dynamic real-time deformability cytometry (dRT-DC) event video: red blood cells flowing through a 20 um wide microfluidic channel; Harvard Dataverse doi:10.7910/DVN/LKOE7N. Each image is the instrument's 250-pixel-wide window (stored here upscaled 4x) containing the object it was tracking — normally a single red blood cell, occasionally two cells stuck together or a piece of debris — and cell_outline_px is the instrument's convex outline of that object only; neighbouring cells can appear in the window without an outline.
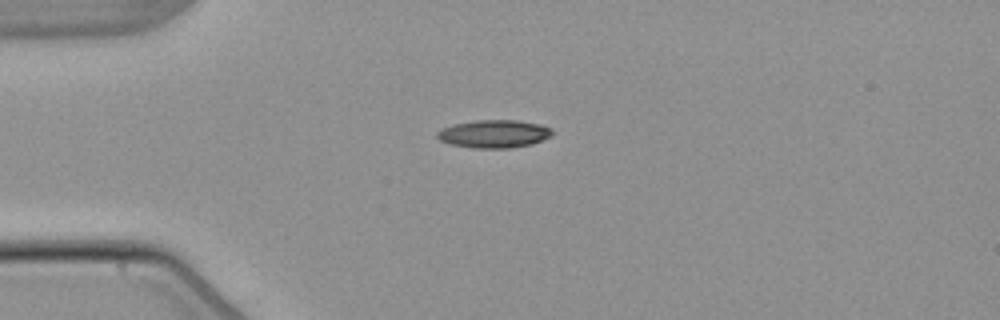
{"species": "common noctule bat (a hibernating species)", "species_latin": "Nyctalus noctula", "temperature_condition": "warm", "stored_images_in_passage": 2, "camera_frame_rate_fps": 3000, "um_per_image_px": 0.085, "animal": {"sex": "male", "body_mass_g": 21.5, "forearm_length_mm": 52.0}, "frame": {"image": 1, "passage_image": 1, "time_ms": 0.0, "image_size_px": [1000, 320], "cell_outline_px": [[552, 136], [532, 144], [508, 148], [472, 148], [448, 144], [440, 140], [436, 136], [436, 132], [440, 128], [456, 124], [476, 120], [516, 120], [540, 124], [552, 128]], "centroid_in_image_um": [41.97, 11.38], "position_along_channel_um": 43.0, "area_um2": 18.84}}